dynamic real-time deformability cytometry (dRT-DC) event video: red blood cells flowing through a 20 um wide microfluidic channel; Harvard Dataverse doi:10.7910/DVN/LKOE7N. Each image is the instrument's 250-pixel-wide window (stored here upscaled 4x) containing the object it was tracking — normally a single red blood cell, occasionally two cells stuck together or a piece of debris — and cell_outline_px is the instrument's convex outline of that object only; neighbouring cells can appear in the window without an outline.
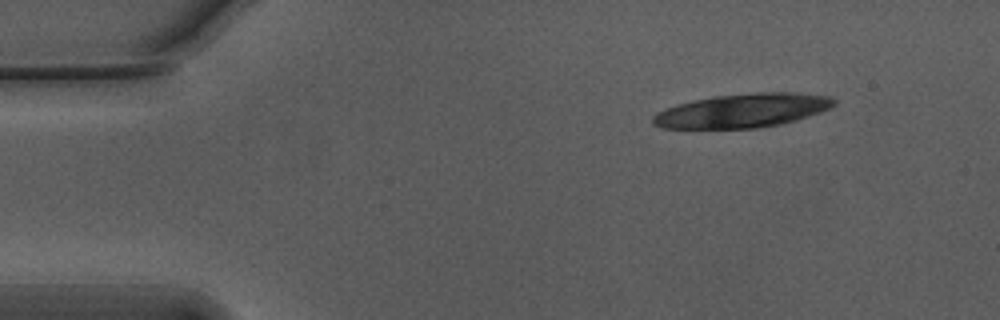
{"species": "Egyptian fruit bat (a non-hibernating species)", "species_latin": "Rousettus aegyptiacus", "temperature_condition": "warm", "stored_images_in_passage": 15, "camera_frame_rate_fps": 3000, "um_per_image_px": 0.085, "animal": {"sex": "male"}, "frame": {"image": 1, "passage_image": 1, "time_ms": 0.0, "image_size_px": [1000, 320], "cell_outline_px": [[836, 104], [832, 108], [796, 120], [780, 124], [760, 128], [660, 128], [652, 124], [652, 116], [656, 112], [664, 108], [676, 104], [692, 100], [716, 96], [760, 92], [796, 92], [828, 96], [836, 100]], "centroid_in_image_um": [63.1, 9.4], "position_along_channel_um": 21.9, "area_um2": 35.95}}